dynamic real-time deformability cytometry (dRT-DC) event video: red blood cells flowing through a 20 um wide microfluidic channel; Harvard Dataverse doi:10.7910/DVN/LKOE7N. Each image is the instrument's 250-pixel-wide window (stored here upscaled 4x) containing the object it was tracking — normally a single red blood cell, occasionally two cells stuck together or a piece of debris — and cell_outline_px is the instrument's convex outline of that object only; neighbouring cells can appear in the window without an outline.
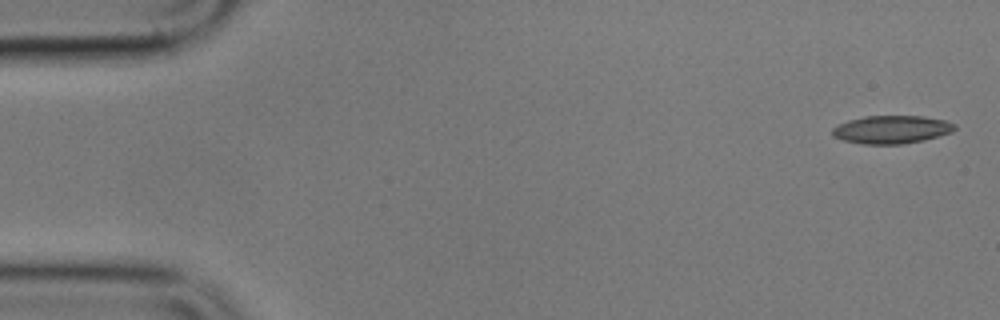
{"species": "common noctule bat (a hibernating species)", "species_latin": "Nyctalus noctula", "temperature_condition": "cold", "stored_images_in_passage": 3, "camera_frame_rate_fps": 3000, "um_per_image_px": 0.085, "animal": {"sex": "male", "body_mass_g": 17.9}, "frame": {"image": 1, "passage_image": 1, "time_ms": 0.0, "image_size_px": [1000, 320], "cell_outline_px": [[956, 128], [952, 132], [924, 140], [900, 144], [864, 144], [844, 140], [832, 136], [832, 128], [848, 120], [864, 116], [924, 116], [944, 120], [956, 124]], "centroid_in_image_um": [75.79, 11.0], "position_along_channel_um": 9.2, "area_um2": 19.94}}